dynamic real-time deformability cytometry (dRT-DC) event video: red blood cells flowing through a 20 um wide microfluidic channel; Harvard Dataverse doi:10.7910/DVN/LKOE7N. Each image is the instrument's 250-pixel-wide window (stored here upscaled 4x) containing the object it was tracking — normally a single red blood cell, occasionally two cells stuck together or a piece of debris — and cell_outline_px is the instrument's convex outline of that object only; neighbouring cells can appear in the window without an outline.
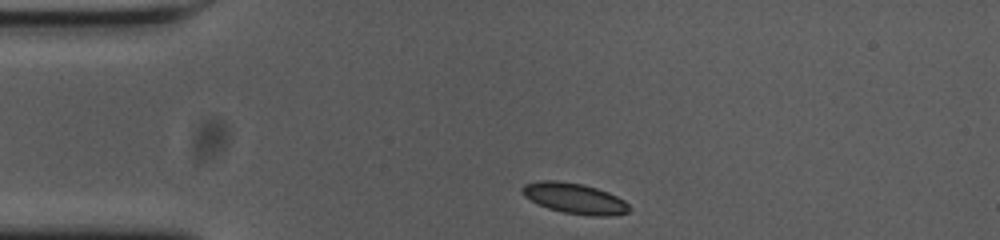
{"species": "common noctule bat (a hibernating species)", "species_latin": "Nyctalus noctula", "temperature_condition": "cold", "stored_images_in_passage": 35, "camera_frame_rate_fps": 3000, "um_per_image_px": 0.085, "animal": {"sex": "female", "body_mass_g": 23.0, "forearm_length_mm": 53.4}, "frame": {"image": 1, "passage_image": 1, "time_ms": 0.0, "image_size_px": [1000, 240], "cell_outline_px": [[632, 208], [628, 212], [608, 216], [596, 216], [564, 212], [548, 208], [524, 196], [520, 188], [524, 184], [540, 180], [556, 180], [580, 184], [596, 188], [608, 192], [624, 200]], "centroid_in_image_um": [48.84, 16.85], "position_along_channel_um": 36.2, "area_um2": 18.84}}
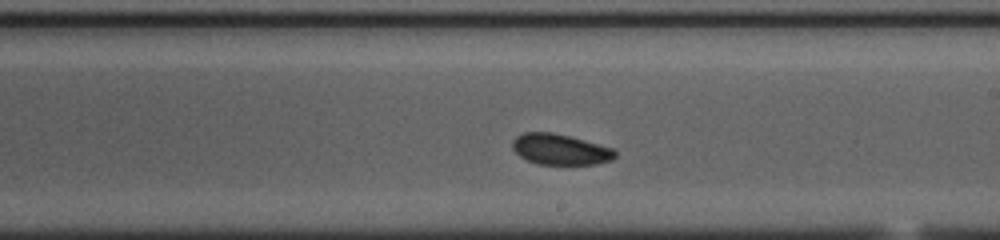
{"frame": {"image": 2, "passage_image": 21, "time_ms": 6.667, "image_size_px": [1000, 240], "cell_outline_px": [[616, 156], [612, 160], [596, 164], [536, 164], [520, 156], [512, 148], [512, 140], [516, 136], [524, 132], [552, 132], [568, 136], [612, 148], [616, 152]], "centroid_in_image_um": [47.59, 12.7], "position_along_channel_um": 241.4, "area_um2": 18.26}}
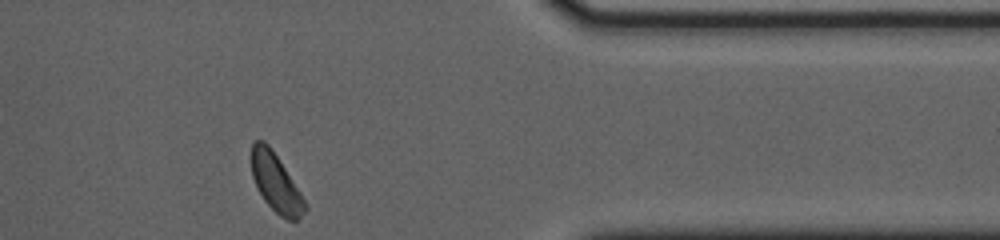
{"frame": {"image": 3, "passage_image": 35, "time_ms": 11.333, "image_size_px": [1000, 240], "cell_outline_px": [[308, 208], [296, 220], [288, 220], [280, 216], [264, 200], [256, 188], [252, 176], [252, 144], [256, 140], [264, 140], [268, 144], [300, 192]], "centroid_in_image_um": [23.43, 15.55], "position_along_channel_um": 388.0, "area_um2": 17.69}, "authors_computed_cell_mechanics": {"area_um2": 18.9006, "velocity_mm_per_s": 3.6076, "shape_relaxation_time_tau1_ms": 4.7374, "shape_relaxation_time_tau2_ms": 5.3708, "deformation_change_tau1": 0.0732, "deformation_change_tau2": 0.0866}}